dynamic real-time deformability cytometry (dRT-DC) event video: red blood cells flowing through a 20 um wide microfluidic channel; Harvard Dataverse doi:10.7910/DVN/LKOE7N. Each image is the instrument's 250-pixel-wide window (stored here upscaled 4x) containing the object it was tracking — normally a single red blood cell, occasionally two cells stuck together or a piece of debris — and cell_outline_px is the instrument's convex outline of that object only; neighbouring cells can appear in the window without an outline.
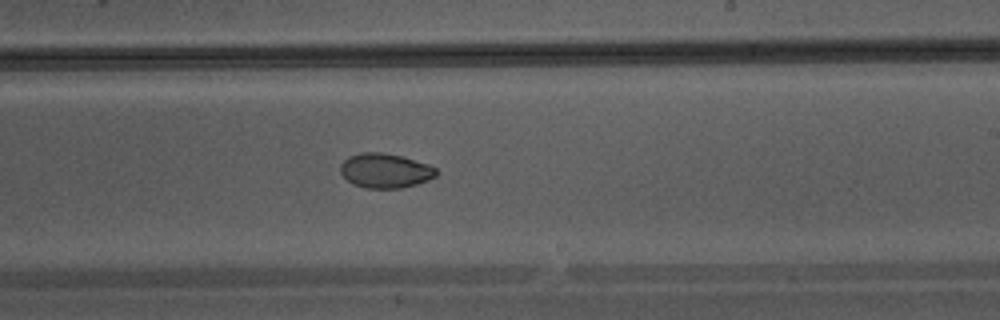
{"species": "Egyptian fruit bat (a non-hibernating species)", "species_latin": "Rousettus aegyptiacus", "temperature_condition": "warm", "stored_images_in_passage": 35, "camera_frame_rate_fps": 3000, "um_per_image_px": 0.085, "animal": {"sex": "male"}, "frame": {"image": 1, "passage_image": 20, "time_ms": 6.333, "image_size_px": [1000, 320], "cell_outline_px": [[440, 172], [436, 176], [428, 180], [416, 184], [400, 188], [368, 188], [352, 184], [340, 172], [340, 164], [348, 156], [364, 152], [380, 152], [400, 156], [428, 164], [436, 168]], "centroid_in_image_um": [32.75, 14.51], "position_along_channel_um": 256.3, "area_um2": 19.25}}